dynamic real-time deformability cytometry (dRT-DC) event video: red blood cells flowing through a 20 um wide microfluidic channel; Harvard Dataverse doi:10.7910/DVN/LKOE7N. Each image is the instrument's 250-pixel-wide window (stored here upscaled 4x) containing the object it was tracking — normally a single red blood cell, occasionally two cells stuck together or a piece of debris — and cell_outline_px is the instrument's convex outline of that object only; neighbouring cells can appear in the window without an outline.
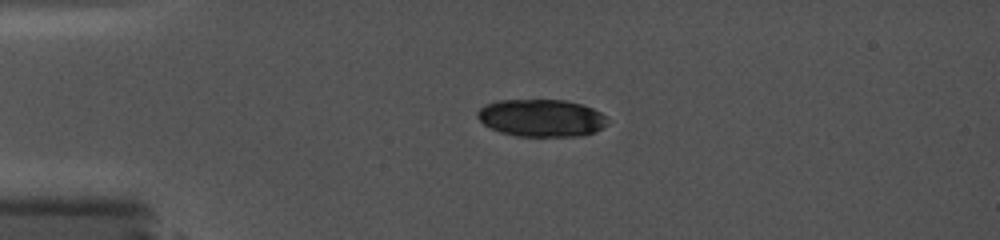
{"species": "common noctule bat (a hibernating species)", "species_latin": "Nyctalus noctula", "temperature_condition": "cold", "stored_images_in_passage": 5, "camera_frame_rate_fps": 5000, "um_per_image_px": 0.085, "animal": {"sex": "female", "body_mass_g": 19.0, "forearm_length_mm": 56.7}, "frame": {"image": 1, "passage_image": 1, "time_ms": 0.0, "image_size_px": [1000, 240], "cell_outline_px": [[608, 124], [596, 132], [580, 136], [516, 136], [500, 132], [484, 124], [476, 116], [476, 112], [484, 104], [496, 100], [564, 100], [580, 104], [592, 108], [600, 112], [604, 116]], "centroid_in_image_um": [45.99, 10.03], "position_along_channel_um": 39.0, "area_um2": 28.38}}